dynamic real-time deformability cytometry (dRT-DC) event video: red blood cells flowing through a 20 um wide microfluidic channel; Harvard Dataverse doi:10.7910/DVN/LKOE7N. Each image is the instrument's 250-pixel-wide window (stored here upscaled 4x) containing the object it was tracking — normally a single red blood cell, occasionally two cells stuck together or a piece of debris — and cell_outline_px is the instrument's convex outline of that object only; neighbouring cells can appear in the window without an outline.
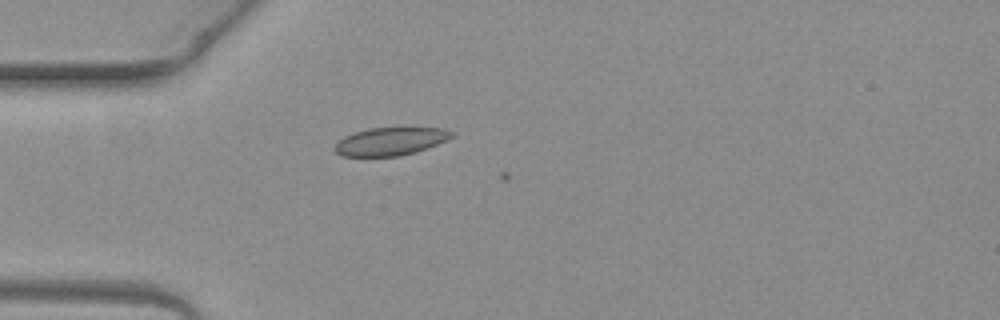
{"species": "common noctule bat (a hibernating species)", "species_latin": "Nyctalus noctula", "temperature_condition": "warm", "stored_images_in_passage": 5, "camera_frame_rate_fps": 3000, "um_per_image_px": 0.085, "animal": {"sex": "female", "body_mass_g": 19.3, "forearm_length_mm": 54.1}, "frame": {"image": 1, "passage_image": 4, "time_ms": 1.0, "image_size_px": [1000, 320], "cell_outline_px": [[456, 136], [448, 140], [416, 152], [396, 156], [340, 156], [332, 148], [344, 136], [352, 132], [368, 128], [404, 124], [412, 124], [444, 128], [456, 132]], "centroid_in_image_um": [33.29, 11.93], "position_along_channel_um": 51.7, "area_um2": 20.46}}